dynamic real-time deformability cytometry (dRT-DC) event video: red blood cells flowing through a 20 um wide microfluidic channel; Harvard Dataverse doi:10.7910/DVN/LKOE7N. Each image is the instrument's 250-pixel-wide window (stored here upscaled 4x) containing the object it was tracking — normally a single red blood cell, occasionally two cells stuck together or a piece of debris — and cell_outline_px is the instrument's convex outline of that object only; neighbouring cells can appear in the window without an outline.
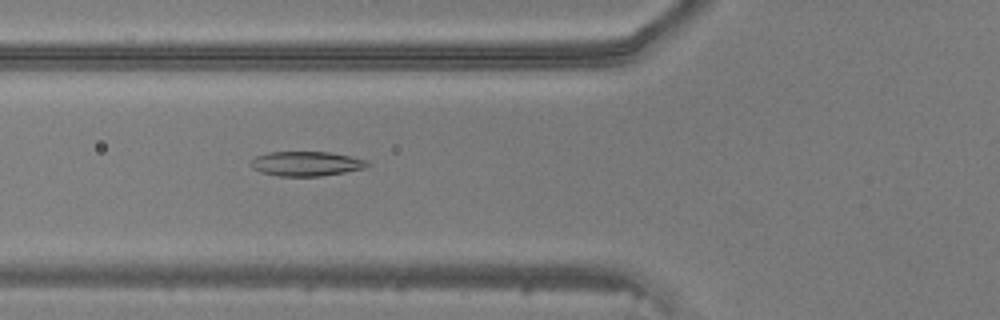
{"species": "common noctule bat (a hibernating species)", "species_latin": "Nyctalus noctula", "temperature_condition": "warm", "stored_images_in_passage": 34, "camera_frame_rate_fps": 3000, "um_per_image_px": 0.085, "animal": {"sex": "male", "body_mass_g": 20.5, "forearm_length_mm": 52.5}, "frame": {"image": 1, "passage_image": 5, "time_ms": 1.333, "image_size_px": [1000, 320], "cell_outline_px": [[372, 164], [368, 168], [320, 176], [276, 176], [260, 172], [252, 168], [248, 164], [256, 156], [268, 152], [328, 152], [368, 160]], "centroid_in_image_um": [26.04, 13.92], "position_along_channel_um": 99.8, "area_um2": 16.88}}
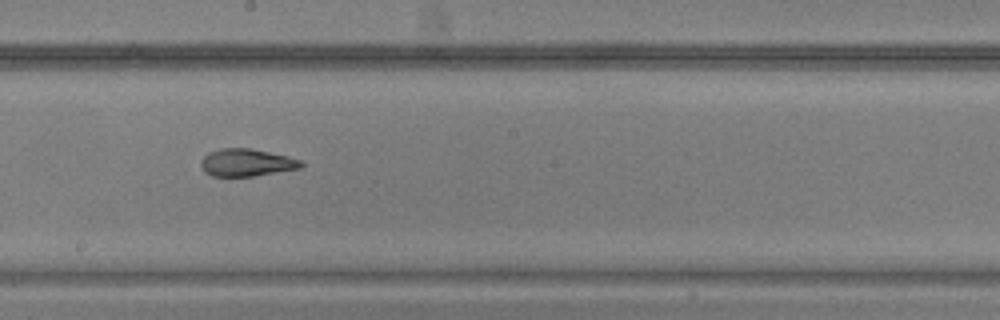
{"frame": {"image": 2, "passage_image": 14, "time_ms": 4.333, "image_size_px": [1000, 320], "cell_outline_px": [[304, 164], [300, 168], [252, 176], [212, 176], [204, 172], [200, 164], [200, 160], [208, 152], [220, 148], [252, 148], [288, 156], [300, 160]], "centroid_in_image_um": [20.92, 13.81], "position_along_channel_um": 227.3, "area_um2": 16.07}}
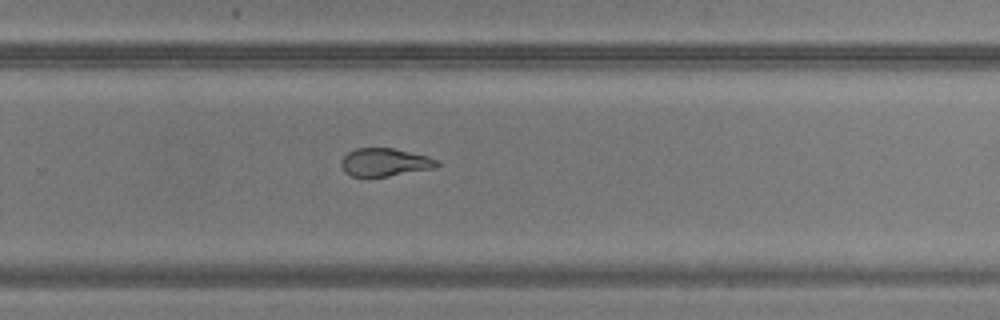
{"frame": {"image": 3, "passage_image": 19, "time_ms": 6.0, "image_size_px": [1000, 320], "cell_outline_px": [[440, 164], [432, 168], [368, 180], [352, 176], [344, 172], [340, 164], [340, 160], [348, 152], [356, 148], [392, 148], [428, 156], [436, 160]], "centroid_in_image_um": [32.62, 13.83], "position_along_channel_um": 297.2, "area_um2": 16.01}}